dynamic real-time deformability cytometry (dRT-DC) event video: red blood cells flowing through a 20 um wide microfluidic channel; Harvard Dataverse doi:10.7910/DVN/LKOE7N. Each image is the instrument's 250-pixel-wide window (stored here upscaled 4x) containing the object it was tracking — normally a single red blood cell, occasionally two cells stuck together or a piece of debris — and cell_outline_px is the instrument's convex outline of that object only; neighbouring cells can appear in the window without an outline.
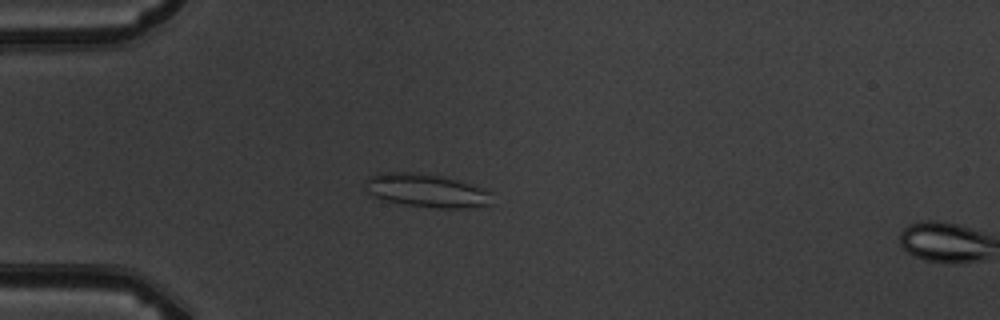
{"species": "common noctule bat (a hibernating species)", "species_latin": "Nyctalus noctula", "temperature_condition": "warm", "stored_images_in_passage": 6, "camera_frame_rate_fps": 3000, "um_per_image_px": 0.085, "animal": {"sex": "male", "body_mass_g": 19.5, "forearm_length_mm": 54.6}, "frame": {"image": 1, "passage_image": 5, "time_ms": 4.667, "image_size_px": [1000, 320], "cell_outline_px": [[492, 204], [468, 208], [436, 208], [404, 204], [388, 200], [376, 196], [368, 192], [364, 180], [368, 176], [380, 172], [412, 172], [440, 176], [456, 180], [484, 188], [492, 192]], "centroid_in_image_um": [36.28, 16.19], "position_along_channel_um": 48.7, "area_um2": 24.57}}